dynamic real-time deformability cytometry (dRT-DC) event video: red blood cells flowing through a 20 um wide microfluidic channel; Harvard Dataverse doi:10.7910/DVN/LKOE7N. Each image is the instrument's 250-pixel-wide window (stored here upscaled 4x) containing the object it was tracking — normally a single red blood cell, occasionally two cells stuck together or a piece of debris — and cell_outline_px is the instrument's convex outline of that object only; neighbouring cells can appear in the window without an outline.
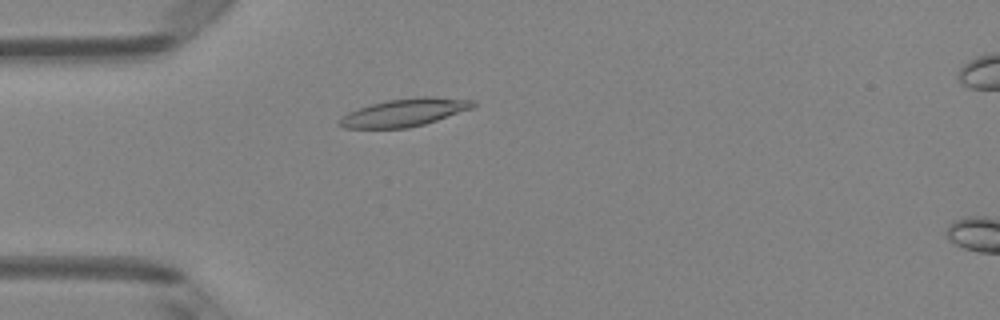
{"species": "Egyptian fruit bat (a non-hibernating species)", "species_latin": "Rousettus aegyptiacus", "temperature_condition": "room temperature", "stored_images_in_passage": 2, "camera_frame_rate_fps": 3000, "um_per_image_px": 0.085, "animal": {"sex": "female"}, "frame": {"image": 1, "passage_image": 1, "time_ms": 0.0, "image_size_px": [1000, 320], "cell_outline_px": [[476, 104], [472, 108], [424, 124], [408, 128], [344, 128], [336, 124], [348, 112], [372, 104], [388, 100], [420, 96], [432, 96], [476, 100]], "centroid_in_image_um": [34.4, 9.55], "position_along_channel_um": 50.6, "area_um2": 21.44}}